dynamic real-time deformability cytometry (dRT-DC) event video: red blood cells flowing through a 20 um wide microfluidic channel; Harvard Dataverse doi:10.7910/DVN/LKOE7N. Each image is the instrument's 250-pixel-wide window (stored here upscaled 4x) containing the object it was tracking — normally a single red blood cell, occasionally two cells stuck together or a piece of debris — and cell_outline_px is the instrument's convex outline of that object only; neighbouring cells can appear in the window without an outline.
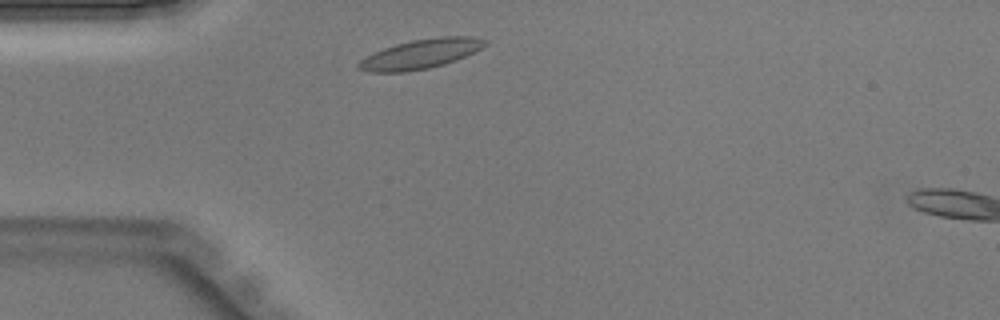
{"species": "Egyptian fruit bat (a non-hibernating species)", "species_latin": "Rousettus aegyptiacus", "temperature_condition": "warm", "stored_images_in_passage": 28, "camera_frame_rate_fps": 3000, "um_per_image_px": 0.085, "animal": {"sex": "male"}, "frame": {"image": 1, "passage_image": 3, "time_ms": 0.667, "image_size_px": [1000, 320], "cell_outline_px": [[488, 44], [456, 60], [444, 64], [428, 68], [404, 72], [368, 72], [360, 68], [356, 64], [360, 60], [384, 48], [396, 44], [412, 40], [440, 36], [468, 36], [488, 40]], "centroid_in_image_um": [35.77, 4.58], "position_along_channel_um": 49.2, "area_um2": 21.39}}
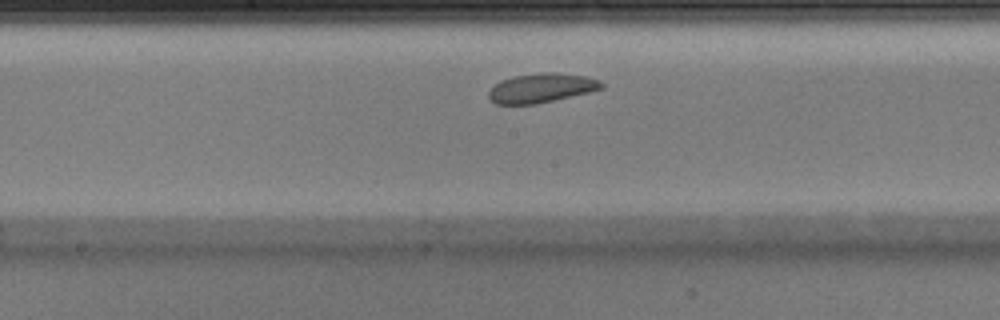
{"frame": {"image": 2, "passage_image": 14, "time_ms": 4.333, "image_size_px": [1000, 320], "cell_outline_px": [[604, 88], [588, 92], [536, 104], [496, 104], [488, 100], [488, 92], [500, 80], [512, 76], [540, 72], [560, 72], [584, 76], [596, 80], [604, 84]], "centroid_in_image_um": [45.97, 7.47], "position_along_channel_um": 202.2, "area_um2": 19.25}}
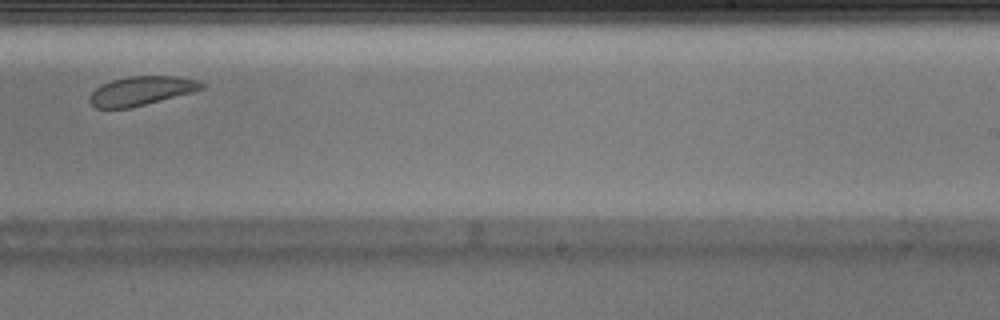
{"frame": {"image": 3, "passage_image": 19, "time_ms": 6.0, "image_size_px": [1000, 320], "cell_outline_px": [[204, 88], [192, 92], [132, 108], [96, 108], [88, 100], [88, 96], [100, 84], [112, 80], [128, 76], [180, 76], [200, 80], [204, 84]], "centroid_in_image_um": [12.01, 7.71], "position_along_channel_um": 277.0, "area_um2": 19.13}}